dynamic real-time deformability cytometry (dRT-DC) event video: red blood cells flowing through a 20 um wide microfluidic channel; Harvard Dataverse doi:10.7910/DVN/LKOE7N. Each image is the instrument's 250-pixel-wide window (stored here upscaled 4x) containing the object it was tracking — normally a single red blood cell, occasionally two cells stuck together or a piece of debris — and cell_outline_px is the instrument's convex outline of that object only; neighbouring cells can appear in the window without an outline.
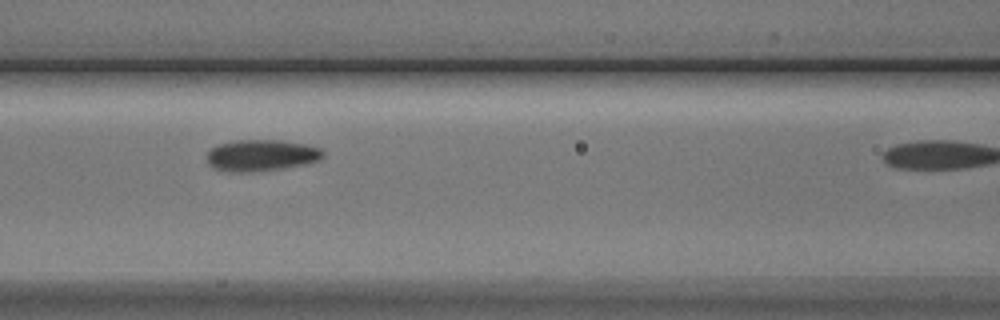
{"species": "Egyptian fruit bat (a non-hibernating species)", "species_latin": "Rousettus aegyptiacus", "temperature_condition": "cold", "stored_images_in_passage": 7, "camera_frame_rate_fps": 3000, "um_per_image_px": 0.085, "animal": {"sex": "male"}, "frame": {"image": 1, "passage_image": 6, "time_ms": 6.0, "image_size_px": [1000, 320], "cell_outline_px": [[324, 156], [320, 160], [304, 164], [284, 168], [252, 172], [228, 172], [212, 168], [208, 164], [204, 156], [216, 144], [236, 140], [276, 140], [308, 144], [320, 148], [324, 152]], "centroid_in_image_um": [22.17, 13.21], "position_along_channel_um": 144.4, "area_um2": 21.68}}